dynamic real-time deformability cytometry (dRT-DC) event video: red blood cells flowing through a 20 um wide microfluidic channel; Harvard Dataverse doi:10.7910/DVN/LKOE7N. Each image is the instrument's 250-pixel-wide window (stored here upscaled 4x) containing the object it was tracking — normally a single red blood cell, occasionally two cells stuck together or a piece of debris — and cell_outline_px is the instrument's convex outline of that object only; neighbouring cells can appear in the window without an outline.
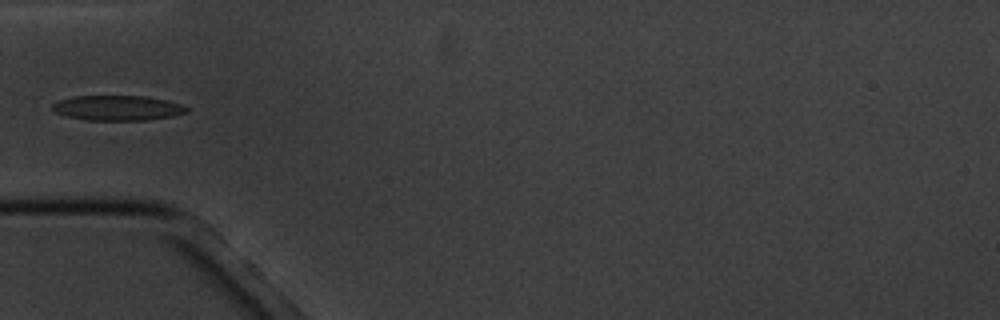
{"species": "common noctule bat (a hibernating species)", "species_latin": "Nyctalus noctula", "temperature_condition": "cold", "stored_images_in_passage": 5, "camera_frame_rate_fps": 3000, "um_per_image_px": 0.085, "animal": {"sex": "male", "body_mass_g": 20.1, "forearm_length_mm": 53.5}, "frame": {"image": 1, "passage_image": 5, "time_ms": 4.333, "image_size_px": [1000, 320], "cell_outline_px": [[188, 112], [172, 116], [144, 120], [88, 120], [68, 116], [56, 112], [52, 108], [52, 104], [60, 100], [72, 96], [144, 96], [168, 100], [180, 104], [188, 108]], "centroid_in_image_um": [10.01, 9.17], "position_along_channel_um": 75.0, "area_um2": 19.42}}